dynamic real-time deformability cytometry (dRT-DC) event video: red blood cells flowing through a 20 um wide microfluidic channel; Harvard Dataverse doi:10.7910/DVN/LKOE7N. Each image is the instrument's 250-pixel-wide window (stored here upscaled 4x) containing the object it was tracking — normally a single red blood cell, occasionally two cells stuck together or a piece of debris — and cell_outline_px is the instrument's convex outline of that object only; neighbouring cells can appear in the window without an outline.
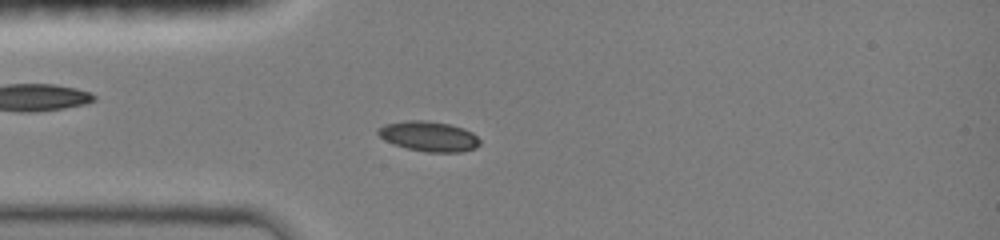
{"species": "common noctule bat (a hibernating species)", "species_latin": "Nyctalus noctula", "temperature_condition": "room temperature", "stored_images_in_passage": 47, "camera_frame_rate_fps": 3000, "um_per_image_px": 0.085, "animal": {"sex": "female", "body_mass_g": 19.0, "forearm_length_mm": 51.5}, "frame": {"image": 1, "passage_image": 12, "time_ms": 3.667, "image_size_px": [1000, 240], "cell_outline_px": [[480, 144], [476, 148], [460, 152], [428, 152], [408, 148], [384, 140], [376, 132], [384, 124], [404, 120], [424, 120], [448, 124], [464, 128], [472, 132], [480, 140]], "centroid_in_image_um": [36.47, 11.58], "position_along_channel_um": 48.5, "area_um2": 17.74}}
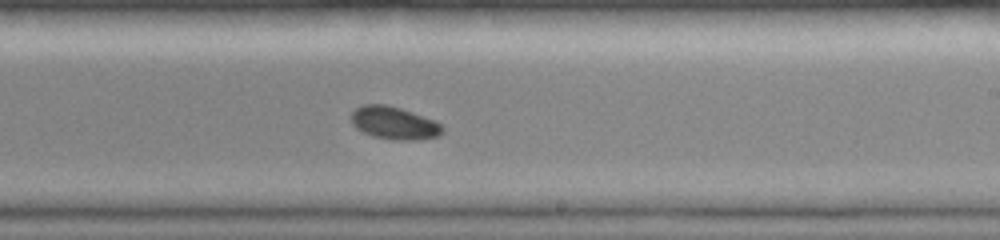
{"frame": {"image": 2, "passage_image": 28, "time_ms": 9.0, "image_size_px": [1000, 240], "cell_outline_px": [[444, 132], [436, 136], [416, 140], [400, 140], [372, 136], [356, 128], [352, 124], [352, 112], [356, 108], [364, 104], [388, 104], [436, 120], [444, 128]], "centroid_in_image_um": [33.52, 10.44], "position_along_channel_um": 255.5, "area_um2": 17.34}}
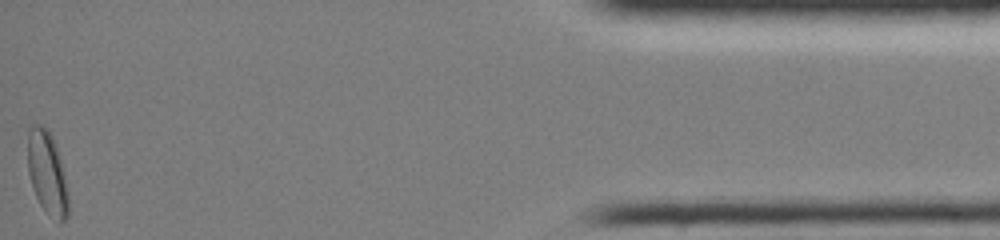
{"frame": {"image": 3, "passage_image": 47, "time_ms": 15.333, "image_size_px": [1000, 240], "cell_outline_px": [[68, 216], [60, 224], [40, 204], [32, 188], [28, 172], [28, 128], [32, 124], [44, 124], [48, 128], [56, 144], [68, 192]], "centroid_in_image_um": [4.0, 14.65], "position_along_channel_um": 431.2, "area_um2": 19.71}, "authors_computed_cell_mechanics": {"area_um2": 17.3978, "velocity_mm_per_s": 4.0271, "shape_relaxation_time_tau1_ms": 4.9525, "shape_relaxation_time_tau2_ms": null, "deformation_change_tau1": 0.1166, "deformation_change_tau2": null}}